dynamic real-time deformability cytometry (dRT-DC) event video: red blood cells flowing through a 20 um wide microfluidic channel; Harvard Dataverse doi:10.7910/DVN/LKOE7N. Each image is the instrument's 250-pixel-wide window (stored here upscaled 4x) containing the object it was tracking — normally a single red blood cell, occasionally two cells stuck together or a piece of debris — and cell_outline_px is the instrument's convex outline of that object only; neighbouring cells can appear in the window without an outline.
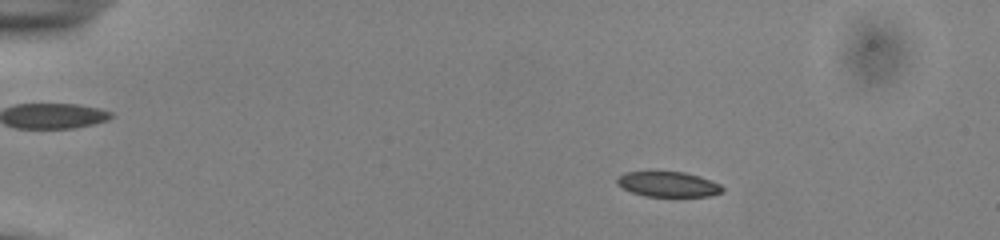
{"species": "common noctule bat (a hibernating species)", "species_latin": "Nyctalus noctula", "temperature_condition": "cold", "stored_images_in_passage": 54, "camera_frame_rate_fps": 3000, "um_per_image_px": 0.085, "animal": {"sex": "male", "body_mass_g": 13.0, "forearm_length_mm": 53.1}, "frame": {"image": 1, "passage_image": 10, "time_ms": 3.0, "image_size_px": [1000, 240], "cell_outline_px": [[724, 192], [712, 196], [644, 196], [632, 192], [616, 184], [616, 176], [624, 172], [684, 172], [700, 176], [712, 180], [720, 184], [724, 188]], "centroid_in_image_um": [56.81, 15.66], "position_along_channel_um": 28.2, "area_um2": 15.61}}
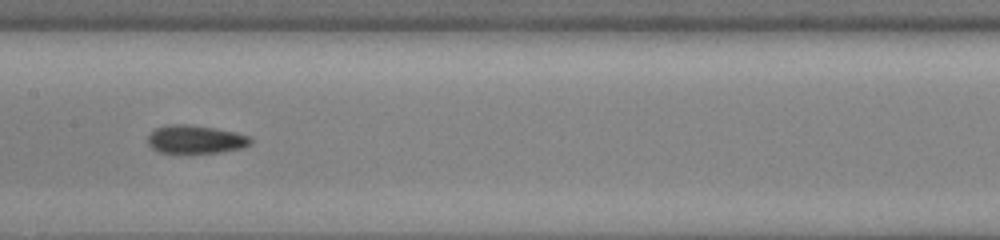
{"frame": {"image": 2, "passage_image": 29, "time_ms": 9.333, "image_size_px": [1000, 240], "cell_outline_px": [[252, 144], [244, 148], [220, 152], [160, 152], [152, 148], [148, 144], [148, 136], [156, 128], [172, 124], [184, 124], [212, 128], [232, 132], [248, 136], [252, 140]], "centroid_in_image_um": [16.63, 11.85], "position_along_channel_um": 190.8, "area_um2": 16.53}}
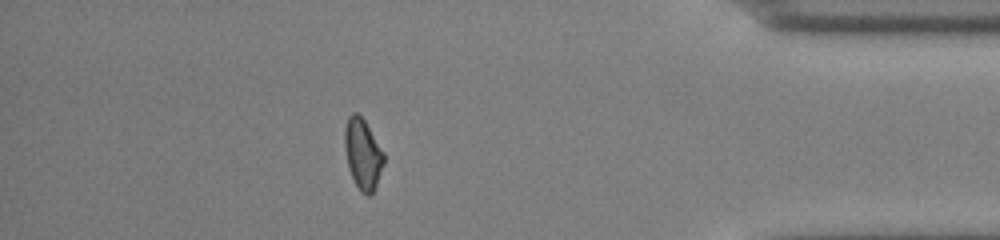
{"frame": {"image": 3, "passage_image": 48, "time_ms": 15.667, "image_size_px": [1000, 240], "cell_outline_px": [[384, 164], [376, 184], [372, 192], [368, 196], [360, 192], [348, 168], [344, 148], [344, 128], [348, 116], [352, 112], [356, 112], [364, 120], [384, 152]], "centroid_in_image_um": [30.82, 13.07], "position_along_channel_um": 404.4, "area_um2": 16.07}, "authors_computed_cell_mechanics": {"area_um2": 16.5308, "velocity_mm_per_s": 3.9148, "shape_relaxation_time_tau1_ms": 7.2058, "shape_relaxation_time_tau2_ms": 2.3739, "deformation_change_tau1": 0.1612, "deformation_change_tau2": 0.0686}}